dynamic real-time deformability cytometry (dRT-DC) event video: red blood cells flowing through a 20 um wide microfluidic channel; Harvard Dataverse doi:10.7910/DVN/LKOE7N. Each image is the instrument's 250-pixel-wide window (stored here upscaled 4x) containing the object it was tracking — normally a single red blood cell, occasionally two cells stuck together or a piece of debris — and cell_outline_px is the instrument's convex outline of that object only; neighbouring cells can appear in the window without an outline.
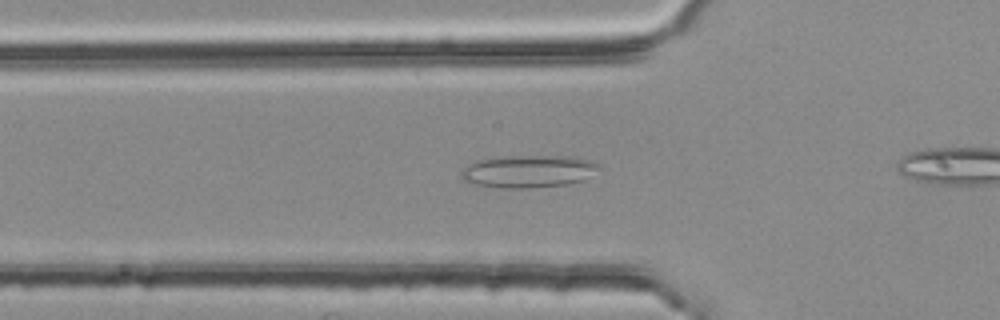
{"species": "common noctule bat (a hibernating species)", "species_latin": "Nyctalus noctula", "temperature_condition": "room temperature", "stored_images_in_passage": 35, "camera_frame_rate_fps": 3000, "um_per_image_px": 0.085, "animal": {"sex": "female", "body_mass_g": 25.1}, "frame": {"image": 1, "passage_image": 10, "time_ms": 3.0, "image_size_px": [1000, 320], "cell_outline_px": [[604, 168], [584, 180], [568, 184], [532, 188], [504, 188], [476, 184], [464, 180], [460, 176], [460, 172], [468, 164], [476, 160], [496, 156], [572, 156], [592, 160], [600, 164]], "centroid_in_image_um": [44.98, 14.55], "position_along_channel_um": 80.8, "area_um2": 26.59}}
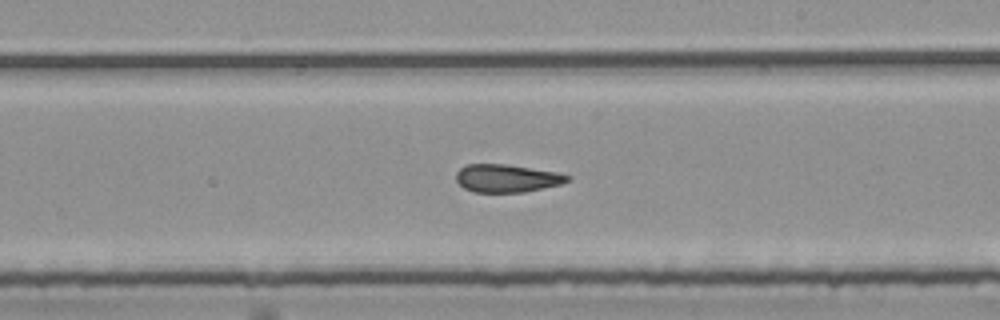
{"frame": {"image": 2, "passage_image": 23, "time_ms": 7.333, "image_size_px": [1000, 320], "cell_outline_px": [[572, 180], [560, 184], [524, 192], [472, 192], [464, 188], [456, 180], [456, 172], [464, 164], [508, 164], [556, 172], [572, 176]], "centroid_in_image_um": [43.07, 15.14], "position_along_channel_um": 245.9, "area_um2": 18.21}}
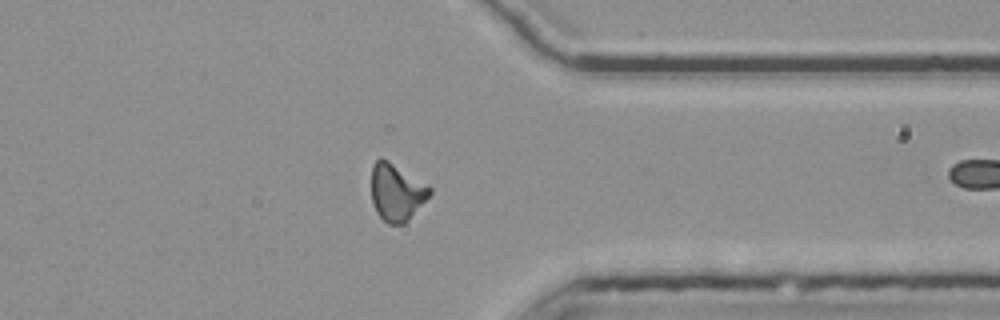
{"frame": {"image": 3, "passage_image": 34, "time_ms": 11.0, "image_size_px": [1000, 320], "cell_outline_px": [[432, 192], [408, 220], [404, 224], [388, 224], [376, 212], [372, 200], [372, 164], [380, 156], [388, 160], [432, 188]], "centroid_in_image_um": [33.68, 16.33], "position_along_channel_um": 377.7, "area_um2": 19.19}}